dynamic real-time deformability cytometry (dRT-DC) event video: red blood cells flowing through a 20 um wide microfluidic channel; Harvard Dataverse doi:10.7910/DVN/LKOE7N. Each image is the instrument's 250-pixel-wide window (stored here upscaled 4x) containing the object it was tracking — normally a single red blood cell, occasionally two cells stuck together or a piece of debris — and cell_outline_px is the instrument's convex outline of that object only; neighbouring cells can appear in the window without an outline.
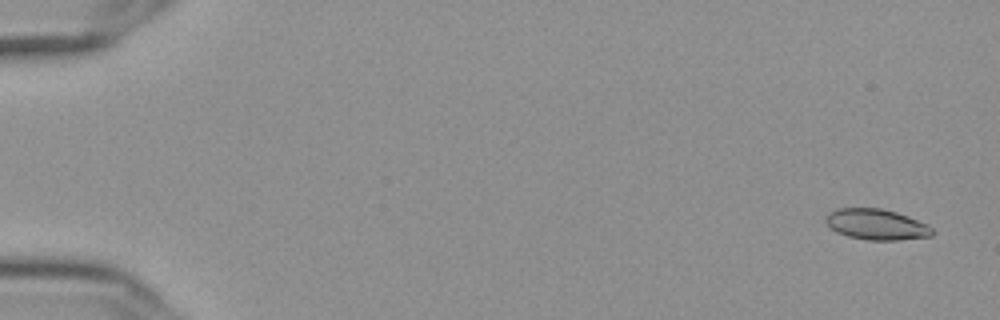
{"species": "Egyptian fruit bat (a non-hibernating species)", "species_latin": "Rousettus aegyptiacus", "temperature_condition": "cold", "stored_images_in_passage": 57, "camera_frame_rate_fps": 3000, "um_per_image_px": 0.085, "frame": {"image": 1, "passage_image": 3, "time_ms": 0.667, "image_size_px": [1000, 320], "cell_outline_px": [[936, 232], [932, 236], [896, 240], [868, 240], [848, 236], [836, 232], [824, 220], [828, 212], [836, 208], [880, 208], [896, 212], [908, 216], [932, 228]], "centroid_in_image_um": [74.48, 19.07], "position_along_channel_um": 10.5, "area_um2": 19.02}}
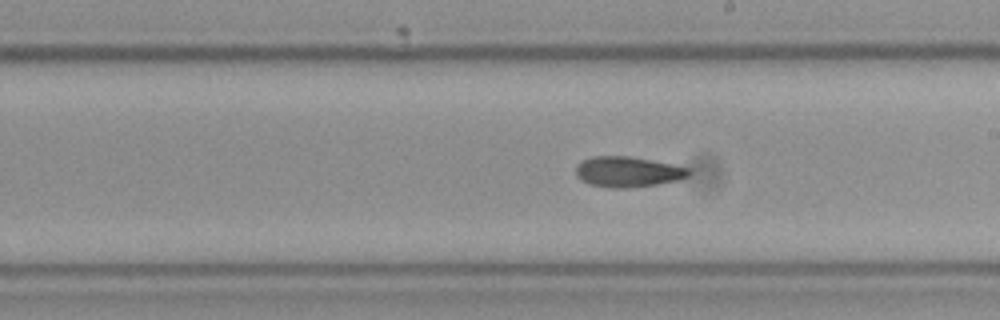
{"frame": {"image": 2, "passage_image": 34, "time_ms": 11.0, "image_size_px": [1000, 320], "cell_outline_px": [[692, 172], [688, 176], [676, 180], [656, 184], [624, 188], [612, 188], [588, 184], [580, 180], [576, 176], [576, 168], [584, 160], [592, 156], [628, 156], [672, 164], [688, 168]], "centroid_in_image_um": [53.34, 14.61], "position_along_channel_um": 235.7, "area_um2": 19.83}}
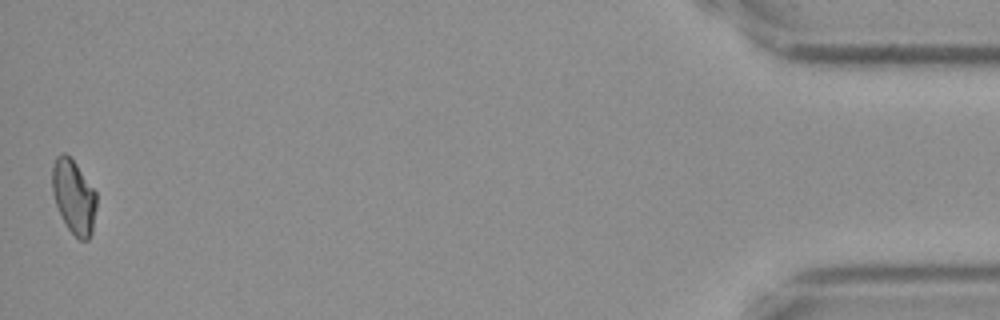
{"frame": {"image": 3, "passage_image": 57, "time_ms": 18.667, "image_size_px": [1000, 320], "cell_outline_px": [[96, 208], [92, 232], [88, 240], [80, 240], [68, 228], [56, 204], [52, 192], [52, 168], [56, 156], [60, 152], [64, 152], [76, 164], [96, 192]], "centroid_in_image_um": [6.27, 16.7], "position_along_channel_um": 428.9, "area_um2": 18.84}, "authors_computed_cell_mechanics": {"area_um2": 19.7098, "velocity_mm_per_s": 3.6361, "shape_relaxation_time_tau1_ms": null, "shape_relaxation_time_tau2_ms": 3.9953, "deformation_change_tau1": null, "deformation_change_tau2": 0.0921}}